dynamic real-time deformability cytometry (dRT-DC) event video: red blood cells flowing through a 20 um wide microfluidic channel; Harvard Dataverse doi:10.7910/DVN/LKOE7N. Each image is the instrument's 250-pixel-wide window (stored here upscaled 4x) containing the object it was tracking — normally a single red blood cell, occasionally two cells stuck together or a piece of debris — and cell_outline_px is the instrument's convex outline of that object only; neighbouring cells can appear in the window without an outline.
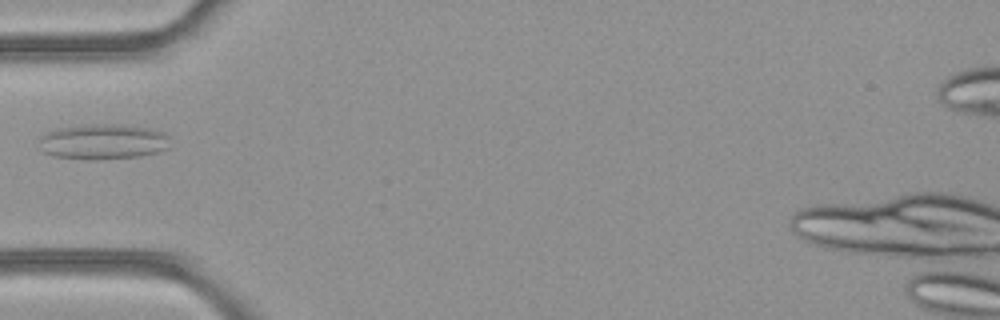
{"species": "common noctule bat (a hibernating species)", "species_latin": "Nyctalus noctula", "temperature_condition": "room temperature", "stored_images_in_passage": 3, "camera_frame_rate_fps": 3000, "um_per_image_px": 0.085, "animal": {"sex": "female", "body_mass_g": 21.9}, "frame": {"image": 1, "passage_image": 3, "time_ms": 0.667, "image_size_px": [1000, 320], "cell_outline_px": [[168, 148], [156, 152], [140, 156], [96, 160], [88, 160], [52, 156], [44, 152], [36, 140], [44, 132], [56, 128], [92, 124], [120, 124], [148, 128], [164, 132], [168, 136]], "centroid_in_image_um": [8.69, 12.04], "position_along_channel_um": 76.3, "area_um2": 27.34}}